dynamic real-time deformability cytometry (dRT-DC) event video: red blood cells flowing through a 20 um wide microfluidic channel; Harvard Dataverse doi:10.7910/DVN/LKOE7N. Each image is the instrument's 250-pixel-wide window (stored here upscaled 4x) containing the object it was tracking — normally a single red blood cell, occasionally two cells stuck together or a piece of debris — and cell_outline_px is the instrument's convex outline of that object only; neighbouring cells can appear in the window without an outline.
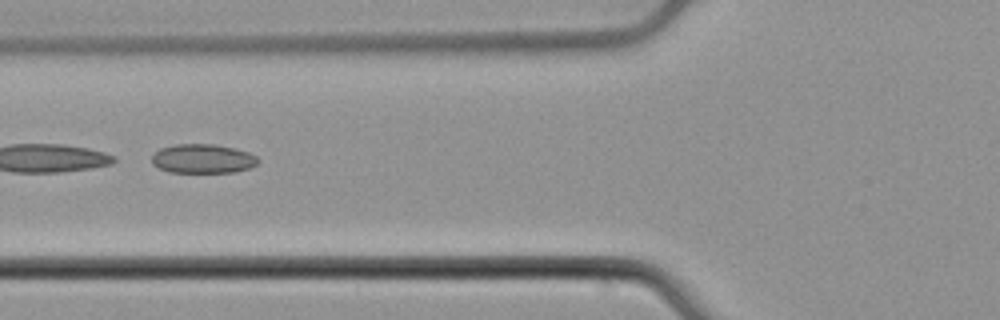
{"species": "common noctule bat (a hibernating species)", "species_latin": "Nyctalus noctula", "temperature_condition": "cold", "stored_images_in_passage": 7, "camera_frame_rate_fps": 3000, "um_per_image_px": 0.085, "animal": {"sex": "male", "body_mass_g": 21.5, "forearm_length_mm": 52.0}, "frame": {"image": 1, "passage_image": 5, "time_ms": 1.333, "image_size_px": [1000, 320], "cell_outline_px": [[260, 160], [256, 164], [248, 168], [236, 172], [168, 172], [152, 164], [152, 156], [160, 148], [176, 144], [212, 144], [236, 148], [248, 152], [256, 156]], "centroid_in_image_um": [17.24, 13.48], "position_along_channel_um": 108.6, "area_um2": 18.03}}
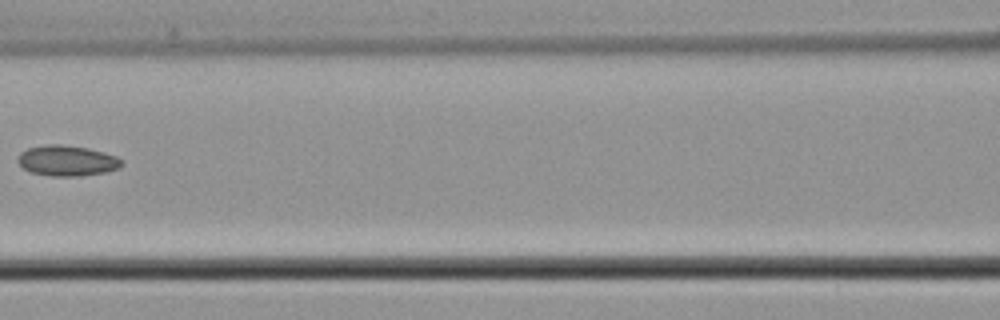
{"frame": {"image": 2, "passage_image": 6, "time_ms": 1.667, "image_size_px": [1000, 320], "cell_outline_px": [[124, 164], [120, 168], [104, 172], [80, 176], [48, 176], [32, 172], [24, 168], [16, 160], [20, 152], [28, 148], [48, 144], [60, 144], [88, 148], [104, 152], [116, 156], [124, 160]], "centroid_in_image_um": [5.72, 13.65], "position_along_channel_um": 160.9, "area_um2": 18.61}}
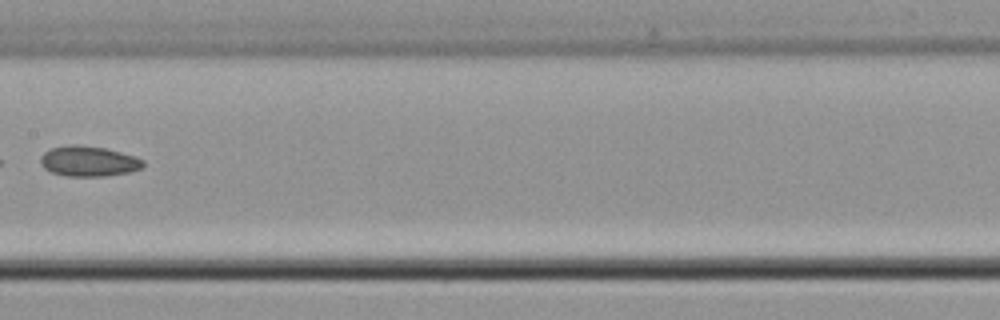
{"frame": {"image": 3, "passage_image": 7, "time_ms": 2.0, "image_size_px": [1000, 320], "cell_outline_px": [[144, 164], [140, 168], [128, 172], [104, 176], [64, 176], [52, 172], [44, 168], [40, 164], [40, 156], [44, 152], [52, 148], [68, 144], [72, 144], [104, 148], [120, 152], [144, 160]], "centroid_in_image_um": [7.47, 13.7], "position_along_channel_um": 199.9, "area_um2": 17.98}}